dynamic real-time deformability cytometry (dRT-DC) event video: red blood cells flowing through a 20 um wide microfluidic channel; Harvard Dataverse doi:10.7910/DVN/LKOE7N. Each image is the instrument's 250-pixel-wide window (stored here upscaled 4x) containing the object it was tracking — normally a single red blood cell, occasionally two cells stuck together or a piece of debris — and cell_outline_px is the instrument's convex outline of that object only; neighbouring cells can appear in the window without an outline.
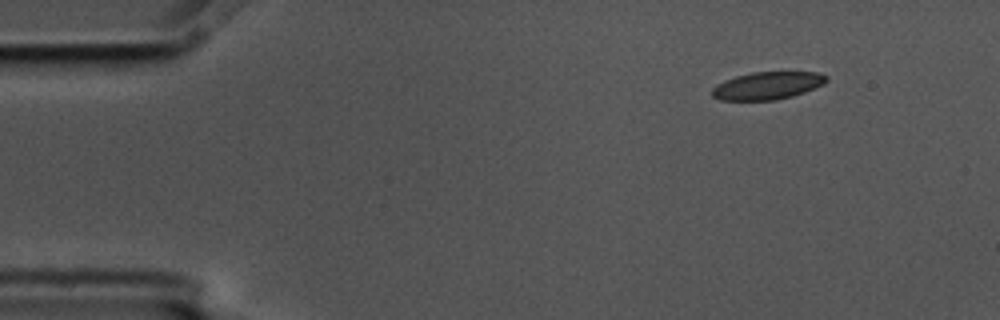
{"species": "common noctule bat (a hibernating species)", "species_latin": "Nyctalus noctula", "temperature_condition": "cold", "stored_images_in_passage": 3, "camera_frame_rate_fps": 3000, "um_per_image_px": 0.085, "animal": {"sex": "male", "body_mass_g": 17.5, "forearm_length_mm": 52.3}, "frame": {"image": 1, "passage_image": 1, "time_ms": 0.0, "image_size_px": [1000, 320], "cell_outline_px": [[828, 80], [824, 84], [804, 92], [792, 96], [776, 100], [720, 100], [712, 96], [712, 88], [716, 84], [724, 80], [736, 76], [752, 72], [820, 72], [828, 76]], "centroid_in_image_um": [65.24, 7.27], "position_along_channel_um": 19.8, "area_um2": 18.5}}
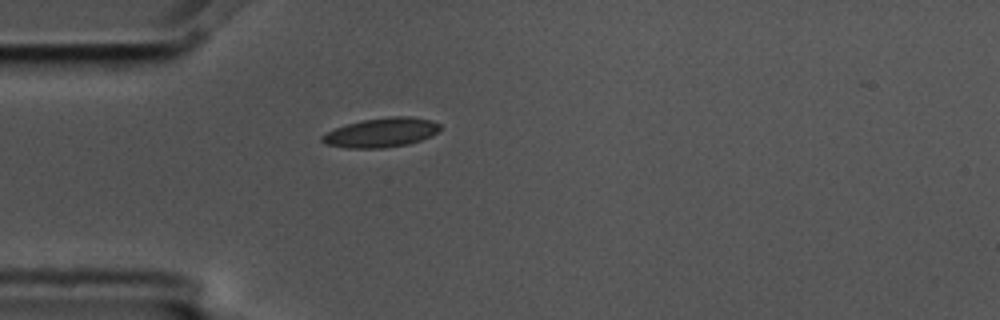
{"frame": {"image": 2, "passage_image": 3, "time_ms": 0.667, "image_size_px": [1000, 320], "cell_outline_px": [[440, 128], [432, 136], [408, 144], [384, 148], [348, 148], [324, 144], [320, 140], [320, 136], [336, 128], [348, 124], [364, 120], [388, 116], [408, 116], [432, 120], [440, 124]], "centroid_in_image_um": [32.41, 11.27], "position_along_channel_um": 52.6, "area_um2": 20.11}}